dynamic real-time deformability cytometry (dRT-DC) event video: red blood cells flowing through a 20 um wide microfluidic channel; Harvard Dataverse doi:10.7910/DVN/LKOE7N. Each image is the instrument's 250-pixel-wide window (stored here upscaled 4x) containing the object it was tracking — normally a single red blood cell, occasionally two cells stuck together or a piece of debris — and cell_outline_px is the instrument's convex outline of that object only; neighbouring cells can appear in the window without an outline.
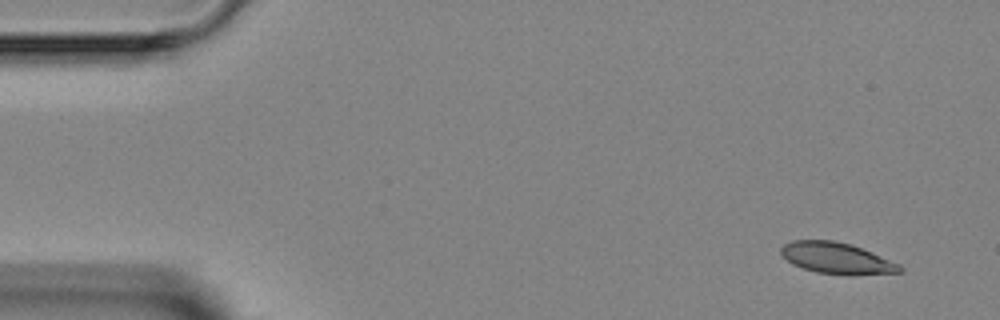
{"species": "Egyptian fruit bat (a non-hibernating species)", "species_latin": "Rousettus aegyptiacus", "temperature_condition": "room temperature", "stored_images_in_passage": 4, "camera_frame_rate_fps": 3000, "um_per_image_px": 0.085, "animal": {"sex": "female"}, "frame": {"image": 1, "passage_image": 1, "time_ms": 0.0, "image_size_px": [1000, 320], "cell_outline_px": [[904, 272], [852, 276], [816, 272], [792, 264], [780, 252], [780, 248], [784, 244], [792, 240], [832, 240], [852, 244], [872, 252], [900, 264], [904, 268]], "centroid_in_image_um": [71.17, 21.96], "position_along_channel_um": 13.8, "area_um2": 21.91}}
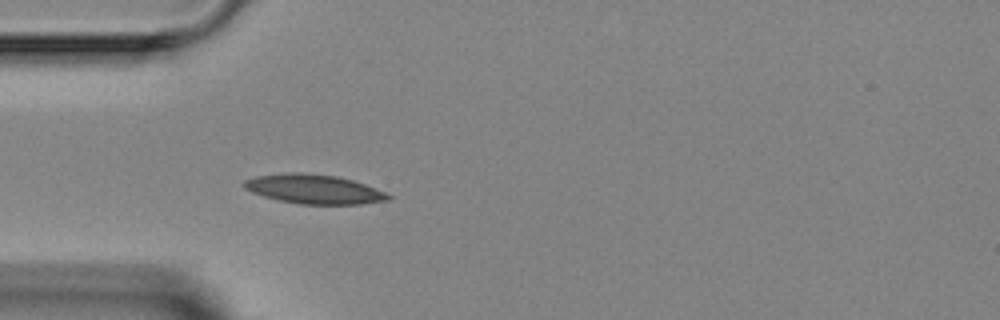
{"frame": {"image": 2, "passage_image": 4, "time_ms": 3.667, "image_size_px": [1000, 320], "cell_outline_px": [[392, 200], [360, 204], [300, 204], [280, 200], [264, 196], [252, 192], [244, 188], [240, 184], [244, 180], [256, 176], [292, 172], [300, 172], [336, 176], [352, 180], [364, 184], [384, 192], [392, 196]], "centroid_in_image_um": [26.67, 16.08], "position_along_channel_um": 58.3, "area_um2": 24.51}}